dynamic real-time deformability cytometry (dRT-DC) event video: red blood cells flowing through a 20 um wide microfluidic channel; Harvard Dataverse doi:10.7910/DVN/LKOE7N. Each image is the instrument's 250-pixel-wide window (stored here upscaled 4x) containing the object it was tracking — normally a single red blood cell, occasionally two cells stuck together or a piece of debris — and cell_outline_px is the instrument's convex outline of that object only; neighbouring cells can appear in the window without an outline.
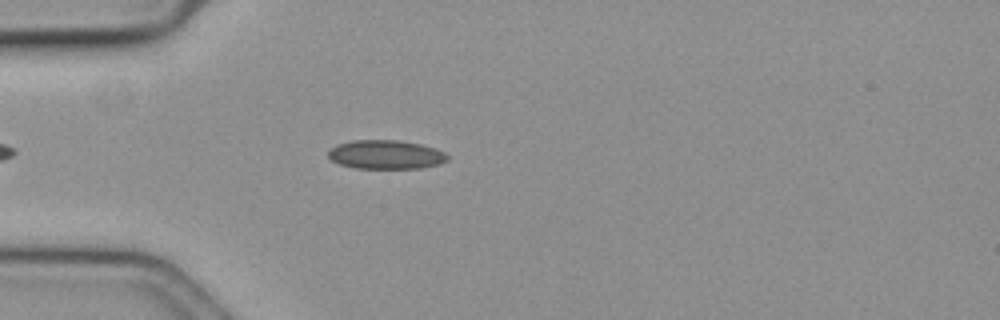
{"species": "common noctule bat (a hibernating species)", "species_latin": "Nyctalus noctula", "temperature_condition": "cold", "stored_images_in_passage": 48, "camera_frame_rate_fps": 3000, "um_per_image_px": 0.085, "animal": {"sex": "female", "body_mass_g": 19.3, "forearm_length_mm": 54.1}, "frame": {"image": 1, "passage_image": 7, "time_ms": 2.0, "image_size_px": [1000, 320], "cell_outline_px": [[448, 160], [440, 164], [420, 168], [356, 168], [340, 164], [332, 160], [328, 156], [328, 152], [336, 144], [352, 140], [400, 140], [420, 144], [444, 152], [448, 156]], "centroid_in_image_um": [32.79, 13.13], "position_along_channel_um": 52.2, "area_um2": 20.0}}
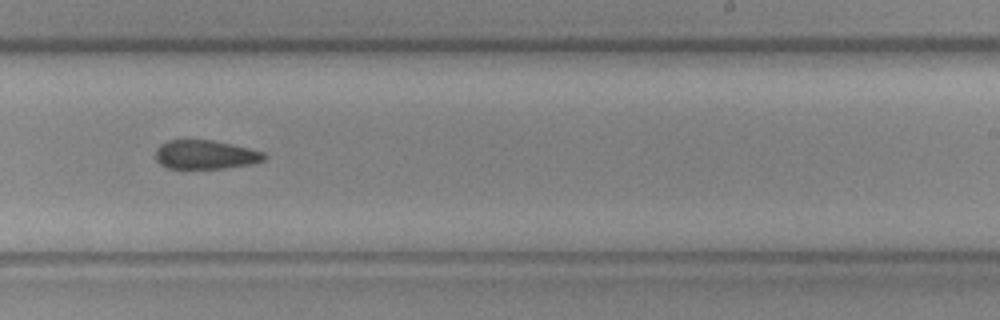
{"frame": {"image": 2, "passage_image": 26, "time_ms": 8.333, "image_size_px": [1000, 320], "cell_outline_px": [[268, 156], [264, 160], [252, 164], [224, 168], [168, 168], [160, 164], [156, 160], [156, 148], [160, 144], [168, 140], [212, 140], [248, 148], [264, 152]], "centroid_in_image_um": [17.46, 13.14], "position_along_channel_um": 271.5, "area_um2": 18.26}}
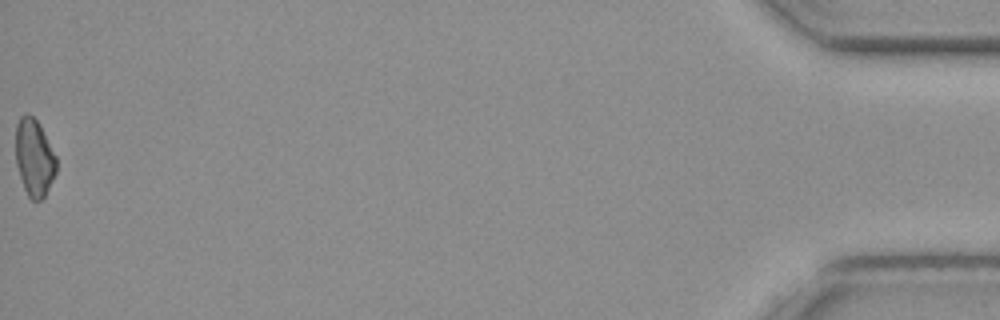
{"frame": {"image": 3, "passage_image": 48, "time_ms": 15.667, "image_size_px": [1000, 320], "cell_outline_px": [[56, 172], [44, 196], [40, 200], [32, 200], [28, 196], [24, 188], [16, 164], [16, 124], [20, 116], [24, 112], [28, 112], [40, 124], [56, 156]], "centroid_in_image_um": [2.9, 13.35], "position_along_channel_um": 432.3, "area_um2": 18.26}, "authors_computed_cell_mechanics": {"area_um2": 19.2185, "velocity_mm_per_s": 3.6301, "shape_relaxation_time_tau1_ms": 9.7026, "shape_relaxation_time_tau2_ms": null, "deformation_change_tau1": 0.0822, "deformation_change_tau2": null}}